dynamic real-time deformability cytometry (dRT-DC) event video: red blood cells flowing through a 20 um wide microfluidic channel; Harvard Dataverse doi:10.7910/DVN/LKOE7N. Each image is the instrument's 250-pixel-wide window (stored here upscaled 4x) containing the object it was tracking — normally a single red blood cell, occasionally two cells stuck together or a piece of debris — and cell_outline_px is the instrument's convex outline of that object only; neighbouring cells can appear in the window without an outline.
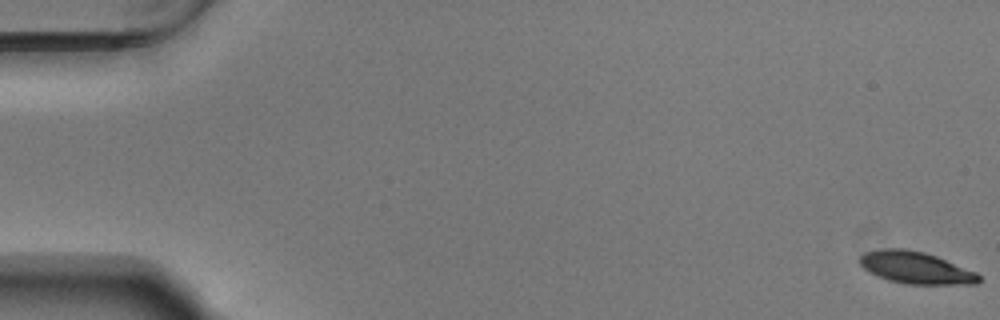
{"species": "Egyptian fruit bat (a non-hibernating species)", "species_latin": "Rousettus aegyptiacus", "temperature_condition": "warm", "stored_images_in_passage": 57, "segment_of_instrument_passage": [1, 2], "camera_frame_rate_fps": 3000, "um_per_image_px": 0.085, "animal": {"sex": "male"}, "frame": {"image": 1, "passage_image": 1, "time_ms": 0.0, "image_size_px": [1000, 320], "cell_outline_px": [[980, 280], [976, 284], [904, 284], [888, 280], [868, 272], [860, 264], [860, 256], [864, 252], [884, 248], [904, 248], [924, 252], [936, 256], [976, 272], [980, 276]], "centroid_in_image_um": [77.81, 22.75], "position_along_channel_um": 7.2, "area_um2": 22.2}}
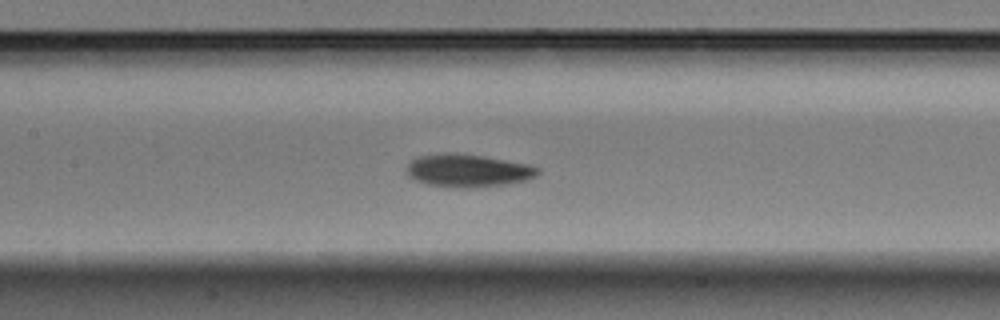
{"frame": {"image": 2, "passage_image": 27, "time_ms": 8.667, "image_size_px": [1000, 320], "cell_outline_px": [[540, 172], [536, 176], [528, 180], [504, 184], [468, 188], [452, 188], [428, 184], [416, 180], [408, 176], [404, 172], [404, 168], [416, 156], [444, 152], [456, 152], [484, 156], [524, 164], [540, 168]], "centroid_in_image_um": [39.7, 14.49], "position_along_channel_um": 167.7, "area_um2": 25.37}}
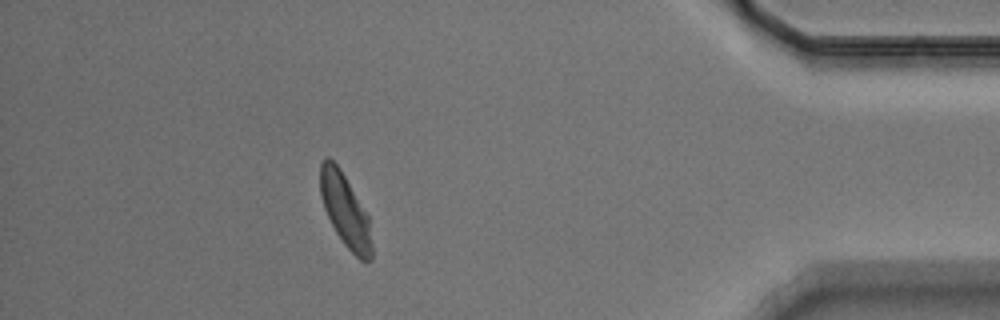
{"frame": {"image": 3, "passage_image": 50, "time_ms": 16.333, "image_size_px": [1000, 320], "cell_outline_px": [[372, 260], [360, 260], [344, 244], [336, 232], [324, 208], [320, 196], [320, 164], [328, 156], [340, 168], [368, 216], [372, 244]], "centroid_in_image_um": [29.34, 17.89], "position_along_channel_um": 405.9, "area_um2": 21.56}}